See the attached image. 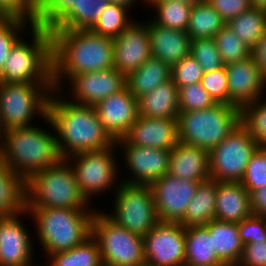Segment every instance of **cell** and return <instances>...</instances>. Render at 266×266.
<instances>
[{
	"mask_svg": "<svg viewBox=\"0 0 266 266\" xmlns=\"http://www.w3.org/2000/svg\"><path fill=\"white\" fill-rule=\"evenodd\" d=\"M63 95L60 90H53L45 118L55 131L62 159L112 147L115 141L102 127L94 106L71 102Z\"/></svg>",
	"mask_w": 266,
	"mask_h": 266,
	"instance_id": "cell-1",
	"label": "cell"
},
{
	"mask_svg": "<svg viewBox=\"0 0 266 266\" xmlns=\"http://www.w3.org/2000/svg\"><path fill=\"white\" fill-rule=\"evenodd\" d=\"M50 31L55 90L64 92L63 81L70 80L74 75L114 67L113 38L90 30Z\"/></svg>",
	"mask_w": 266,
	"mask_h": 266,
	"instance_id": "cell-2",
	"label": "cell"
},
{
	"mask_svg": "<svg viewBox=\"0 0 266 266\" xmlns=\"http://www.w3.org/2000/svg\"><path fill=\"white\" fill-rule=\"evenodd\" d=\"M0 159L27 180L35 172L58 164L62 157L56 134L30 125L2 132Z\"/></svg>",
	"mask_w": 266,
	"mask_h": 266,
	"instance_id": "cell-3",
	"label": "cell"
},
{
	"mask_svg": "<svg viewBox=\"0 0 266 266\" xmlns=\"http://www.w3.org/2000/svg\"><path fill=\"white\" fill-rule=\"evenodd\" d=\"M35 221L38 240L47 257L68 251L92 235L95 210L68 208H27Z\"/></svg>",
	"mask_w": 266,
	"mask_h": 266,
	"instance_id": "cell-4",
	"label": "cell"
},
{
	"mask_svg": "<svg viewBox=\"0 0 266 266\" xmlns=\"http://www.w3.org/2000/svg\"><path fill=\"white\" fill-rule=\"evenodd\" d=\"M32 44L20 38L0 72L1 83H53L51 31L33 25Z\"/></svg>",
	"mask_w": 266,
	"mask_h": 266,
	"instance_id": "cell-5",
	"label": "cell"
},
{
	"mask_svg": "<svg viewBox=\"0 0 266 266\" xmlns=\"http://www.w3.org/2000/svg\"><path fill=\"white\" fill-rule=\"evenodd\" d=\"M88 205L66 159L35 172L26 180V208L89 210Z\"/></svg>",
	"mask_w": 266,
	"mask_h": 266,
	"instance_id": "cell-6",
	"label": "cell"
},
{
	"mask_svg": "<svg viewBox=\"0 0 266 266\" xmlns=\"http://www.w3.org/2000/svg\"><path fill=\"white\" fill-rule=\"evenodd\" d=\"M177 122L179 142L210 151L241 123V110L226 103H216L204 110L181 112Z\"/></svg>",
	"mask_w": 266,
	"mask_h": 266,
	"instance_id": "cell-7",
	"label": "cell"
},
{
	"mask_svg": "<svg viewBox=\"0 0 266 266\" xmlns=\"http://www.w3.org/2000/svg\"><path fill=\"white\" fill-rule=\"evenodd\" d=\"M53 90V83L0 82L1 132L33 125L31 120L35 114L45 119Z\"/></svg>",
	"mask_w": 266,
	"mask_h": 266,
	"instance_id": "cell-8",
	"label": "cell"
},
{
	"mask_svg": "<svg viewBox=\"0 0 266 266\" xmlns=\"http://www.w3.org/2000/svg\"><path fill=\"white\" fill-rule=\"evenodd\" d=\"M92 236L99 245L103 266H146L144 239L115 223L104 211H95Z\"/></svg>",
	"mask_w": 266,
	"mask_h": 266,
	"instance_id": "cell-9",
	"label": "cell"
},
{
	"mask_svg": "<svg viewBox=\"0 0 266 266\" xmlns=\"http://www.w3.org/2000/svg\"><path fill=\"white\" fill-rule=\"evenodd\" d=\"M115 189L114 211L107 216L128 231L144 237L159 222L151 186L121 182Z\"/></svg>",
	"mask_w": 266,
	"mask_h": 266,
	"instance_id": "cell-10",
	"label": "cell"
},
{
	"mask_svg": "<svg viewBox=\"0 0 266 266\" xmlns=\"http://www.w3.org/2000/svg\"><path fill=\"white\" fill-rule=\"evenodd\" d=\"M259 146L240 123L227 138L209 151L210 179L241 182L251 155Z\"/></svg>",
	"mask_w": 266,
	"mask_h": 266,
	"instance_id": "cell-11",
	"label": "cell"
},
{
	"mask_svg": "<svg viewBox=\"0 0 266 266\" xmlns=\"http://www.w3.org/2000/svg\"><path fill=\"white\" fill-rule=\"evenodd\" d=\"M115 149L119 147L114 144L112 147L87 151L68 157L66 160L74 170L79 189L87 201L97 194L105 192L111 186L118 187L117 162L114 158ZM74 160V161H73ZM114 183V184H113ZM93 195V196H92Z\"/></svg>",
	"mask_w": 266,
	"mask_h": 266,
	"instance_id": "cell-12",
	"label": "cell"
},
{
	"mask_svg": "<svg viewBox=\"0 0 266 266\" xmlns=\"http://www.w3.org/2000/svg\"><path fill=\"white\" fill-rule=\"evenodd\" d=\"M143 239L146 266L185 265V227L181 223L159 221Z\"/></svg>",
	"mask_w": 266,
	"mask_h": 266,
	"instance_id": "cell-13",
	"label": "cell"
},
{
	"mask_svg": "<svg viewBox=\"0 0 266 266\" xmlns=\"http://www.w3.org/2000/svg\"><path fill=\"white\" fill-rule=\"evenodd\" d=\"M122 150L126 168L131 175L122 183L130 185H151L168 174L171 150L130 145L124 138L115 141Z\"/></svg>",
	"mask_w": 266,
	"mask_h": 266,
	"instance_id": "cell-14",
	"label": "cell"
},
{
	"mask_svg": "<svg viewBox=\"0 0 266 266\" xmlns=\"http://www.w3.org/2000/svg\"><path fill=\"white\" fill-rule=\"evenodd\" d=\"M200 182L166 174L150 186L160 222L180 223Z\"/></svg>",
	"mask_w": 266,
	"mask_h": 266,
	"instance_id": "cell-15",
	"label": "cell"
},
{
	"mask_svg": "<svg viewBox=\"0 0 266 266\" xmlns=\"http://www.w3.org/2000/svg\"><path fill=\"white\" fill-rule=\"evenodd\" d=\"M114 68L127 77L150 57V37L147 23L133 22L113 38Z\"/></svg>",
	"mask_w": 266,
	"mask_h": 266,
	"instance_id": "cell-16",
	"label": "cell"
},
{
	"mask_svg": "<svg viewBox=\"0 0 266 266\" xmlns=\"http://www.w3.org/2000/svg\"><path fill=\"white\" fill-rule=\"evenodd\" d=\"M68 83H71L72 87L71 102L95 106L106 97L122 90L126 86V77L112 67L74 75Z\"/></svg>",
	"mask_w": 266,
	"mask_h": 266,
	"instance_id": "cell-17",
	"label": "cell"
},
{
	"mask_svg": "<svg viewBox=\"0 0 266 266\" xmlns=\"http://www.w3.org/2000/svg\"><path fill=\"white\" fill-rule=\"evenodd\" d=\"M104 130L117 141L123 138L139 116L138 99L125 86L94 106Z\"/></svg>",
	"mask_w": 266,
	"mask_h": 266,
	"instance_id": "cell-18",
	"label": "cell"
},
{
	"mask_svg": "<svg viewBox=\"0 0 266 266\" xmlns=\"http://www.w3.org/2000/svg\"><path fill=\"white\" fill-rule=\"evenodd\" d=\"M225 67L228 78L229 105L241 110L245 105L262 98L266 78L261 74L252 56L226 64Z\"/></svg>",
	"mask_w": 266,
	"mask_h": 266,
	"instance_id": "cell-19",
	"label": "cell"
},
{
	"mask_svg": "<svg viewBox=\"0 0 266 266\" xmlns=\"http://www.w3.org/2000/svg\"><path fill=\"white\" fill-rule=\"evenodd\" d=\"M27 212V213H26ZM26 210L7 218H0V266H29L32 264V240L20 216ZM19 217V218H18Z\"/></svg>",
	"mask_w": 266,
	"mask_h": 266,
	"instance_id": "cell-20",
	"label": "cell"
},
{
	"mask_svg": "<svg viewBox=\"0 0 266 266\" xmlns=\"http://www.w3.org/2000/svg\"><path fill=\"white\" fill-rule=\"evenodd\" d=\"M130 145L172 150L179 142L177 119L138 116L123 137Z\"/></svg>",
	"mask_w": 266,
	"mask_h": 266,
	"instance_id": "cell-21",
	"label": "cell"
},
{
	"mask_svg": "<svg viewBox=\"0 0 266 266\" xmlns=\"http://www.w3.org/2000/svg\"><path fill=\"white\" fill-rule=\"evenodd\" d=\"M149 28L151 56L172 67L190 54L191 39L186 31L169 29L146 22Z\"/></svg>",
	"mask_w": 266,
	"mask_h": 266,
	"instance_id": "cell-22",
	"label": "cell"
},
{
	"mask_svg": "<svg viewBox=\"0 0 266 266\" xmlns=\"http://www.w3.org/2000/svg\"><path fill=\"white\" fill-rule=\"evenodd\" d=\"M168 174L204 182L210 179L209 151L178 142L171 150Z\"/></svg>",
	"mask_w": 266,
	"mask_h": 266,
	"instance_id": "cell-23",
	"label": "cell"
},
{
	"mask_svg": "<svg viewBox=\"0 0 266 266\" xmlns=\"http://www.w3.org/2000/svg\"><path fill=\"white\" fill-rule=\"evenodd\" d=\"M251 215L250 193L240 182H217L216 220L239 223Z\"/></svg>",
	"mask_w": 266,
	"mask_h": 266,
	"instance_id": "cell-24",
	"label": "cell"
},
{
	"mask_svg": "<svg viewBox=\"0 0 266 266\" xmlns=\"http://www.w3.org/2000/svg\"><path fill=\"white\" fill-rule=\"evenodd\" d=\"M178 87L170 79L138 98L139 115L148 118L177 119Z\"/></svg>",
	"mask_w": 266,
	"mask_h": 266,
	"instance_id": "cell-25",
	"label": "cell"
},
{
	"mask_svg": "<svg viewBox=\"0 0 266 266\" xmlns=\"http://www.w3.org/2000/svg\"><path fill=\"white\" fill-rule=\"evenodd\" d=\"M184 266H227L217 256L212 236L205 225L185 227Z\"/></svg>",
	"mask_w": 266,
	"mask_h": 266,
	"instance_id": "cell-26",
	"label": "cell"
},
{
	"mask_svg": "<svg viewBox=\"0 0 266 266\" xmlns=\"http://www.w3.org/2000/svg\"><path fill=\"white\" fill-rule=\"evenodd\" d=\"M26 210V180L0 159V218Z\"/></svg>",
	"mask_w": 266,
	"mask_h": 266,
	"instance_id": "cell-27",
	"label": "cell"
},
{
	"mask_svg": "<svg viewBox=\"0 0 266 266\" xmlns=\"http://www.w3.org/2000/svg\"><path fill=\"white\" fill-rule=\"evenodd\" d=\"M212 236L213 248L217 256L227 266H237L244 245L241 243L238 223L212 220L205 225Z\"/></svg>",
	"mask_w": 266,
	"mask_h": 266,
	"instance_id": "cell-28",
	"label": "cell"
},
{
	"mask_svg": "<svg viewBox=\"0 0 266 266\" xmlns=\"http://www.w3.org/2000/svg\"><path fill=\"white\" fill-rule=\"evenodd\" d=\"M217 181L208 179L200 182L195 195L188 204L184 219L180 222L184 227L206 225L216 219Z\"/></svg>",
	"mask_w": 266,
	"mask_h": 266,
	"instance_id": "cell-29",
	"label": "cell"
},
{
	"mask_svg": "<svg viewBox=\"0 0 266 266\" xmlns=\"http://www.w3.org/2000/svg\"><path fill=\"white\" fill-rule=\"evenodd\" d=\"M170 79L171 67L151 56L142 66L126 77V86L138 99Z\"/></svg>",
	"mask_w": 266,
	"mask_h": 266,
	"instance_id": "cell-30",
	"label": "cell"
},
{
	"mask_svg": "<svg viewBox=\"0 0 266 266\" xmlns=\"http://www.w3.org/2000/svg\"><path fill=\"white\" fill-rule=\"evenodd\" d=\"M109 0H77L49 30H90Z\"/></svg>",
	"mask_w": 266,
	"mask_h": 266,
	"instance_id": "cell-31",
	"label": "cell"
},
{
	"mask_svg": "<svg viewBox=\"0 0 266 266\" xmlns=\"http://www.w3.org/2000/svg\"><path fill=\"white\" fill-rule=\"evenodd\" d=\"M225 25L224 19L213 7L209 3L203 2L191 7L186 32L191 40L214 38Z\"/></svg>",
	"mask_w": 266,
	"mask_h": 266,
	"instance_id": "cell-32",
	"label": "cell"
},
{
	"mask_svg": "<svg viewBox=\"0 0 266 266\" xmlns=\"http://www.w3.org/2000/svg\"><path fill=\"white\" fill-rule=\"evenodd\" d=\"M48 261V266H103L98 242L92 235L68 251L51 254Z\"/></svg>",
	"mask_w": 266,
	"mask_h": 266,
	"instance_id": "cell-33",
	"label": "cell"
},
{
	"mask_svg": "<svg viewBox=\"0 0 266 266\" xmlns=\"http://www.w3.org/2000/svg\"><path fill=\"white\" fill-rule=\"evenodd\" d=\"M226 24L252 49L266 31V11L250 8Z\"/></svg>",
	"mask_w": 266,
	"mask_h": 266,
	"instance_id": "cell-34",
	"label": "cell"
},
{
	"mask_svg": "<svg viewBox=\"0 0 266 266\" xmlns=\"http://www.w3.org/2000/svg\"><path fill=\"white\" fill-rule=\"evenodd\" d=\"M152 8L156 10L154 18L151 21L169 29L186 31L191 5L176 0H147Z\"/></svg>",
	"mask_w": 266,
	"mask_h": 266,
	"instance_id": "cell-35",
	"label": "cell"
},
{
	"mask_svg": "<svg viewBox=\"0 0 266 266\" xmlns=\"http://www.w3.org/2000/svg\"><path fill=\"white\" fill-rule=\"evenodd\" d=\"M128 11L124 6L109 2L90 31L115 38L133 22Z\"/></svg>",
	"mask_w": 266,
	"mask_h": 266,
	"instance_id": "cell-36",
	"label": "cell"
},
{
	"mask_svg": "<svg viewBox=\"0 0 266 266\" xmlns=\"http://www.w3.org/2000/svg\"><path fill=\"white\" fill-rule=\"evenodd\" d=\"M241 124L259 147H266V102L261 98L241 109Z\"/></svg>",
	"mask_w": 266,
	"mask_h": 266,
	"instance_id": "cell-37",
	"label": "cell"
},
{
	"mask_svg": "<svg viewBox=\"0 0 266 266\" xmlns=\"http://www.w3.org/2000/svg\"><path fill=\"white\" fill-rule=\"evenodd\" d=\"M214 40L225 65L251 56V49L239 39L227 24L215 35Z\"/></svg>",
	"mask_w": 266,
	"mask_h": 266,
	"instance_id": "cell-38",
	"label": "cell"
},
{
	"mask_svg": "<svg viewBox=\"0 0 266 266\" xmlns=\"http://www.w3.org/2000/svg\"><path fill=\"white\" fill-rule=\"evenodd\" d=\"M190 55L198 61L204 72L214 71L225 66L214 38L191 40Z\"/></svg>",
	"mask_w": 266,
	"mask_h": 266,
	"instance_id": "cell-39",
	"label": "cell"
},
{
	"mask_svg": "<svg viewBox=\"0 0 266 266\" xmlns=\"http://www.w3.org/2000/svg\"><path fill=\"white\" fill-rule=\"evenodd\" d=\"M240 183L249 193L266 186V147H258L251 155Z\"/></svg>",
	"mask_w": 266,
	"mask_h": 266,
	"instance_id": "cell-40",
	"label": "cell"
},
{
	"mask_svg": "<svg viewBox=\"0 0 266 266\" xmlns=\"http://www.w3.org/2000/svg\"><path fill=\"white\" fill-rule=\"evenodd\" d=\"M26 24H29L30 28L34 25L20 17H10L5 22L0 23V72L8 58L10 50L20 39L21 32H24L25 27L28 26Z\"/></svg>",
	"mask_w": 266,
	"mask_h": 266,
	"instance_id": "cell-41",
	"label": "cell"
},
{
	"mask_svg": "<svg viewBox=\"0 0 266 266\" xmlns=\"http://www.w3.org/2000/svg\"><path fill=\"white\" fill-rule=\"evenodd\" d=\"M179 113L204 110L216 104L200 82L178 89Z\"/></svg>",
	"mask_w": 266,
	"mask_h": 266,
	"instance_id": "cell-42",
	"label": "cell"
},
{
	"mask_svg": "<svg viewBox=\"0 0 266 266\" xmlns=\"http://www.w3.org/2000/svg\"><path fill=\"white\" fill-rule=\"evenodd\" d=\"M203 74L202 67L190 54L171 67V79L178 89L199 83Z\"/></svg>",
	"mask_w": 266,
	"mask_h": 266,
	"instance_id": "cell-43",
	"label": "cell"
},
{
	"mask_svg": "<svg viewBox=\"0 0 266 266\" xmlns=\"http://www.w3.org/2000/svg\"><path fill=\"white\" fill-rule=\"evenodd\" d=\"M200 84L216 103L229 105L228 78L225 66L214 71L204 72Z\"/></svg>",
	"mask_w": 266,
	"mask_h": 266,
	"instance_id": "cell-44",
	"label": "cell"
},
{
	"mask_svg": "<svg viewBox=\"0 0 266 266\" xmlns=\"http://www.w3.org/2000/svg\"><path fill=\"white\" fill-rule=\"evenodd\" d=\"M77 0H38L36 25L50 29Z\"/></svg>",
	"mask_w": 266,
	"mask_h": 266,
	"instance_id": "cell-45",
	"label": "cell"
},
{
	"mask_svg": "<svg viewBox=\"0 0 266 266\" xmlns=\"http://www.w3.org/2000/svg\"><path fill=\"white\" fill-rule=\"evenodd\" d=\"M238 229L243 245L266 240V217L252 214L238 223Z\"/></svg>",
	"mask_w": 266,
	"mask_h": 266,
	"instance_id": "cell-46",
	"label": "cell"
},
{
	"mask_svg": "<svg viewBox=\"0 0 266 266\" xmlns=\"http://www.w3.org/2000/svg\"><path fill=\"white\" fill-rule=\"evenodd\" d=\"M0 6L10 17H20L36 25L38 0H0Z\"/></svg>",
	"mask_w": 266,
	"mask_h": 266,
	"instance_id": "cell-47",
	"label": "cell"
},
{
	"mask_svg": "<svg viewBox=\"0 0 266 266\" xmlns=\"http://www.w3.org/2000/svg\"><path fill=\"white\" fill-rule=\"evenodd\" d=\"M226 23L251 8L250 0H206Z\"/></svg>",
	"mask_w": 266,
	"mask_h": 266,
	"instance_id": "cell-48",
	"label": "cell"
},
{
	"mask_svg": "<svg viewBox=\"0 0 266 266\" xmlns=\"http://www.w3.org/2000/svg\"><path fill=\"white\" fill-rule=\"evenodd\" d=\"M237 266H266V240L245 244Z\"/></svg>",
	"mask_w": 266,
	"mask_h": 266,
	"instance_id": "cell-49",
	"label": "cell"
},
{
	"mask_svg": "<svg viewBox=\"0 0 266 266\" xmlns=\"http://www.w3.org/2000/svg\"><path fill=\"white\" fill-rule=\"evenodd\" d=\"M251 56L261 74L266 78V31L251 49Z\"/></svg>",
	"mask_w": 266,
	"mask_h": 266,
	"instance_id": "cell-50",
	"label": "cell"
},
{
	"mask_svg": "<svg viewBox=\"0 0 266 266\" xmlns=\"http://www.w3.org/2000/svg\"><path fill=\"white\" fill-rule=\"evenodd\" d=\"M250 201L252 214L266 217V186L252 191Z\"/></svg>",
	"mask_w": 266,
	"mask_h": 266,
	"instance_id": "cell-51",
	"label": "cell"
},
{
	"mask_svg": "<svg viewBox=\"0 0 266 266\" xmlns=\"http://www.w3.org/2000/svg\"><path fill=\"white\" fill-rule=\"evenodd\" d=\"M251 8L266 11V0H250Z\"/></svg>",
	"mask_w": 266,
	"mask_h": 266,
	"instance_id": "cell-52",
	"label": "cell"
},
{
	"mask_svg": "<svg viewBox=\"0 0 266 266\" xmlns=\"http://www.w3.org/2000/svg\"><path fill=\"white\" fill-rule=\"evenodd\" d=\"M138 1V0H137ZM147 2V0H144ZM109 2L124 6L126 8H131V6L136 2L135 0H109Z\"/></svg>",
	"mask_w": 266,
	"mask_h": 266,
	"instance_id": "cell-53",
	"label": "cell"
},
{
	"mask_svg": "<svg viewBox=\"0 0 266 266\" xmlns=\"http://www.w3.org/2000/svg\"><path fill=\"white\" fill-rule=\"evenodd\" d=\"M176 1L184 2V3L191 5V6L206 2V0H176Z\"/></svg>",
	"mask_w": 266,
	"mask_h": 266,
	"instance_id": "cell-54",
	"label": "cell"
},
{
	"mask_svg": "<svg viewBox=\"0 0 266 266\" xmlns=\"http://www.w3.org/2000/svg\"><path fill=\"white\" fill-rule=\"evenodd\" d=\"M9 18H10V16L0 6V23L5 22Z\"/></svg>",
	"mask_w": 266,
	"mask_h": 266,
	"instance_id": "cell-55",
	"label": "cell"
},
{
	"mask_svg": "<svg viewBox=\"0 0 266 266\" xmlns=\"http://www.w3.org/2000/svg\"><path fill=\"white\" fill-rule=\"evenodd\" d=\"M32 265H33V266H41V265H37V264H30L29 266H32Z\"/></svg>",
	"mask_w": 266,
	"mask_h": 266,
	"instance_id": "cell-56",
	"label": "cell"
}]
</instances>
